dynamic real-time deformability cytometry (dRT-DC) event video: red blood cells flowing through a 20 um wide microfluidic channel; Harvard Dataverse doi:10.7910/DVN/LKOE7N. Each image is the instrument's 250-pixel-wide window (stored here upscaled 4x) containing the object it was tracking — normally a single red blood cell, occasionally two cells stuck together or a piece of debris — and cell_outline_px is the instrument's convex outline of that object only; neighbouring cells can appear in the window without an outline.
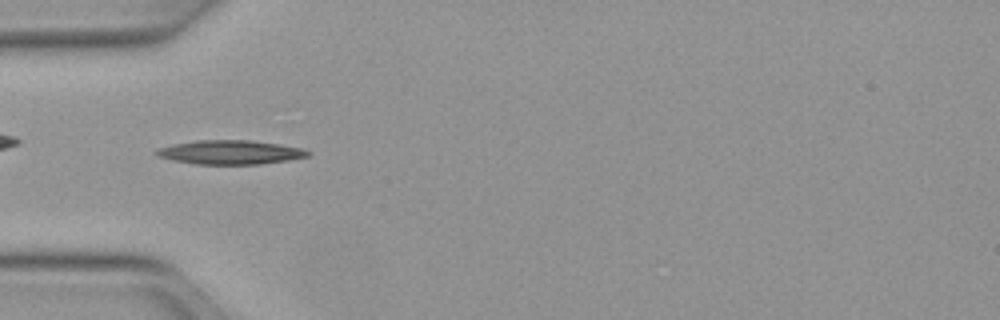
{"species": "Egyptian fruit bat (a non-hibernating species)", "species_latin": "Rousettus aegyptiacus", "temperature_condition": "warm", "stored_images_in_passage": 36, "camera_frame_rate_fps": 3000, "um_per_image_px": 0.085, "animal": {"sex": "female"}, "frame": {"image": 1, "passage_image": 1, "time_ms": 0.0, "image_size_px": [1000, 320], "cell_outline_px": [[312, 152], [308, 156], [288, 160], [260, 164], [196, 164], [172, 160], [156, 156], [152, 152], [160, 148], [172, 144], [196, 140], [252, 140], [280, 144], [304, 148]], "centroid_in_image_um": [19.57, 12.94], "position_along_channel_um": 65.4, "area_um2": 21.39}}
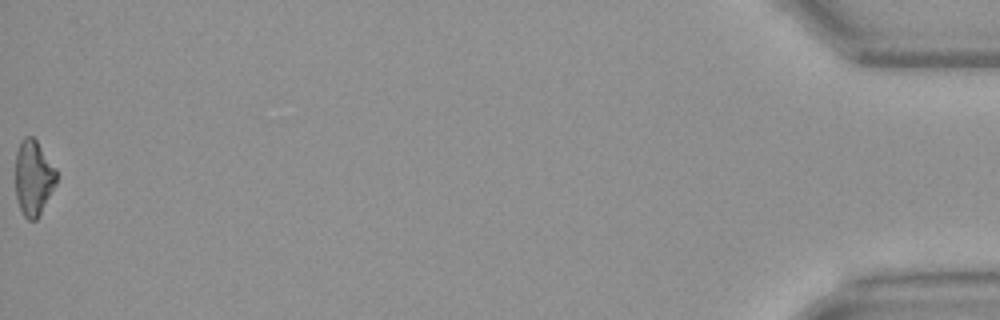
{"frame": {"image": 2, "passage_image": 36, "time_ms": 11.667, "image_size_px": [1000, 320], "cell_outline_px": [[56, 184], [36, 220], [28, 220], [24, 216], [20, 208], [16, 196], [16, 152], [20, 140], [24, 136], [32, 136], [36, 140], [56, 168]], "centroid_in_image_um": [2.83, 15.08], "position_along_channel_um": 432.4, "area_um2": 17.86}, "authors_computed_cell_mechanics": {"area_um2": 19.2185, "velocity_mm_per_s": 4.0326, "shape_relaxation_time_tau1_ms": null, "shape_relaxation_time_tau2_ms": 6.2075, "deformation_change_tau1": null, "deformation_change_tau2": 0.1917}}